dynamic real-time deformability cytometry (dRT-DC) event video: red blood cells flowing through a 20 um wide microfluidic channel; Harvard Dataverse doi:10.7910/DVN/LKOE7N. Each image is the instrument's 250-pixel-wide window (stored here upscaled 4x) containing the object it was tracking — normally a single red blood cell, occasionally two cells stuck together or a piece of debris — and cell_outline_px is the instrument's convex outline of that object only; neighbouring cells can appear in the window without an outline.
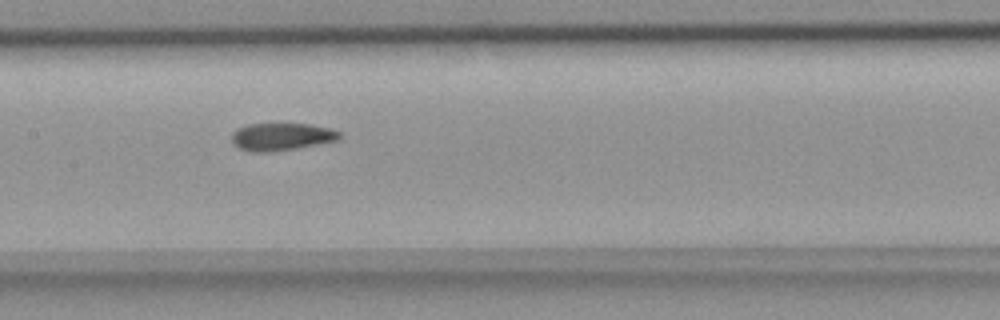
{"species": "common noctule bat (a hibernating species)", "species_latin": "Nyctalus noctula", "temperature_condition": "room temperature", "stored_images_in_passage": 9, "camera_frame_rate_fps": 3000, "um_per_image_px": 0.085, "animal": {"sex": "female", "body_mass_g": 18.4}, "frame": {"image": 1, "passage_image": 8, "time_ms": 2.333, "image_size_px": [1000, 320], "cell_outline_px": [[340, 136], [336, 140], [316, 144], [292, 148], [264, 152], [256, 152], [240, 148], [232, 144], [232, 132], [236, 128], [248, 124], [308, 124], [328, 128], [340, 132]], "centroid_in_image_um": [23.85, 11.6], "position_along_channel_um": 183.5, "area_um2": 16.82}}
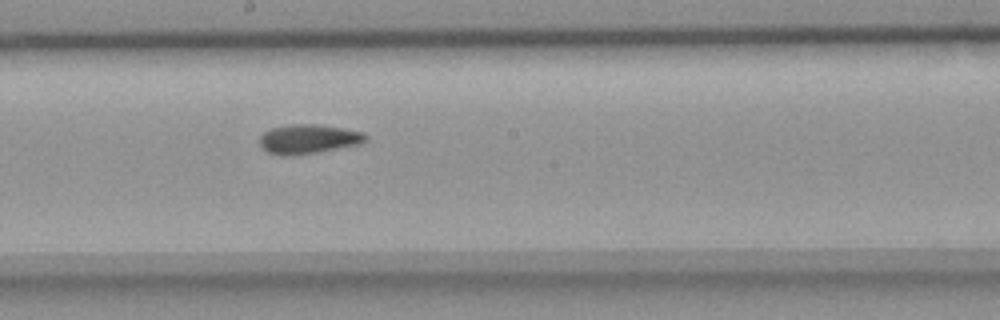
{"frame": {"image": 2, "passage_image": 9, "time_ms": 2.667, "image_size_px": [1000, 320], "cell_outline_px": [[368, 140], [360, 144], [316, 152], [268, 152], [260, 144], [260, 136], [264, 132], [272, 128], [288, 124], [316, 124], [340, 128], [360, 132], [368, 136]], "centroid_in_image_um": [26.27, 11.76], "position_along_channel_um": 221.9, "area_um2": 17.11}}